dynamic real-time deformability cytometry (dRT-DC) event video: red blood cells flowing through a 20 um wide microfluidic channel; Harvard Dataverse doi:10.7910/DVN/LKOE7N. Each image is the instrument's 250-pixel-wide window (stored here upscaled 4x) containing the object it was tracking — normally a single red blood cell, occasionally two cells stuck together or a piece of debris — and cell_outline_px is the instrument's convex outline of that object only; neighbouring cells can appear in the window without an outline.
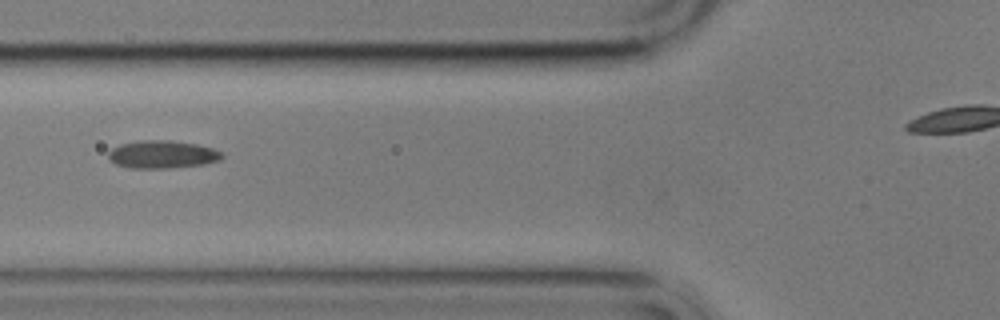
{"species": "common noctule bat (a hibernating species)", "species_latin": "Nyctalus noctula", "temperature_condition": "cold", "stored_images_in_passage": 6, "camera_frame_rate_fps": 3000, "um_per_image_px": 0.085, "animal": {"sex": "male", "body_mass_g": 17.9}, "frame": {"image": 1, "passage_image": 2, "time_ms": 1.333, "image_size_px": [1000, 320], "cell_outline_px": [[224, 156], [220, 160], [204, 164], [168, 168], [128, 168], [116, 164], [108, 160], [108, 152], [112, 148], [120, 144], [140, 140], [168, 140], [196, 144], [212, 148], [224, 152]], "centroid_in_image_um": [13.78, 13.13], "position_along_channel_um": 112.0, "area_um2": 18.55}}
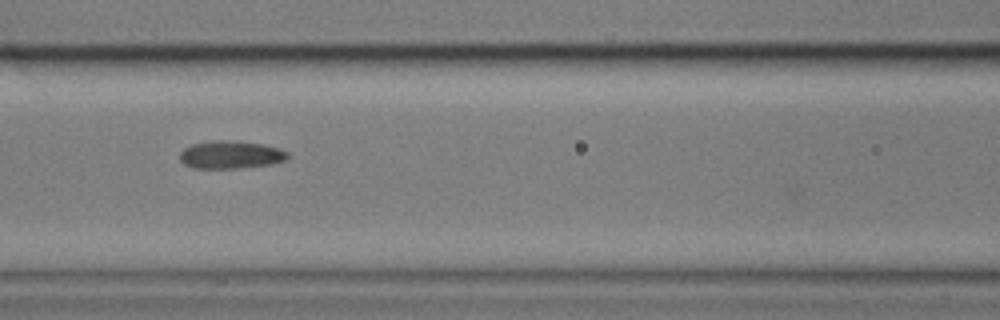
{"frame": {"image": 2, "passage_image": 3, "time_ms": 2.333, "image_size_px": [1000, 320], "cell_outline_px": [[288, 160], [272, 164], [240, 168], [192, 168], [184, 164], [180, 160], [180, 152], [184, 148], [192, 144], [212, 140], [224, 140], [264, 144], [280, 148], [288, 152]], "centroid_in_image_um": [19.63, 13.15], "position_along_channel_um": 147.0, "area_um2": 17.63}}